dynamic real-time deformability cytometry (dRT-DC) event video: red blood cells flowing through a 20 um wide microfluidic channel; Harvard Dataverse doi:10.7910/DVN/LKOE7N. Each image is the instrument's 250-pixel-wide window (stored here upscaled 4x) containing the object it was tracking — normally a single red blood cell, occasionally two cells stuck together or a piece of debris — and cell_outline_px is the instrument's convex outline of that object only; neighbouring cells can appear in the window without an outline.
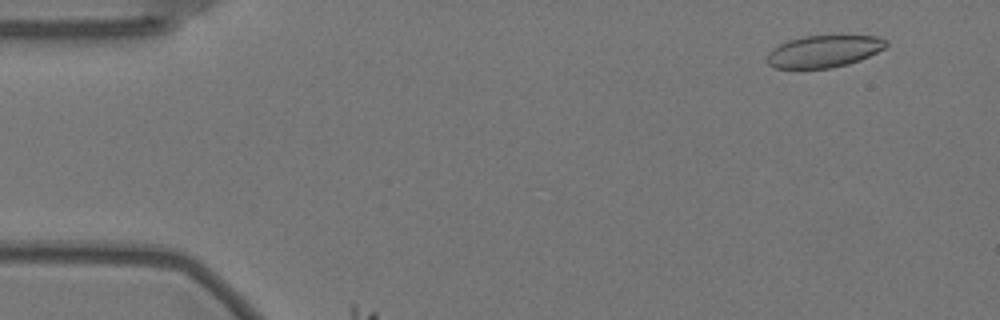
{"species": "Egyptian fruit bat (a non-hibernating species)", "species_latin": "Rousettus aegyptiacus", "temperature_condition": "warm", "stored_images_in_passage": 58, "camera_frame_rate_fps": 3000, "um_per_image_px": 0.085, "animal": {"sex": "female"}, "frame": {"image": 1, "passage_image": 5, "time_ms": 1.333, "image_size_px": [1000, 320], "cell_outline_px": [[888, 44], [884, 48], [860, 60], [848, 64], [832, 68], [776, 68], [768, 64], [768, 52], [772, 48], [788, 40], [804, 36], [876, 36], [888, 40]], "centroid_in_image_um": [70.03, 4.36], "position_along_channel_um": 15.0, "area_um2": 22.08}}
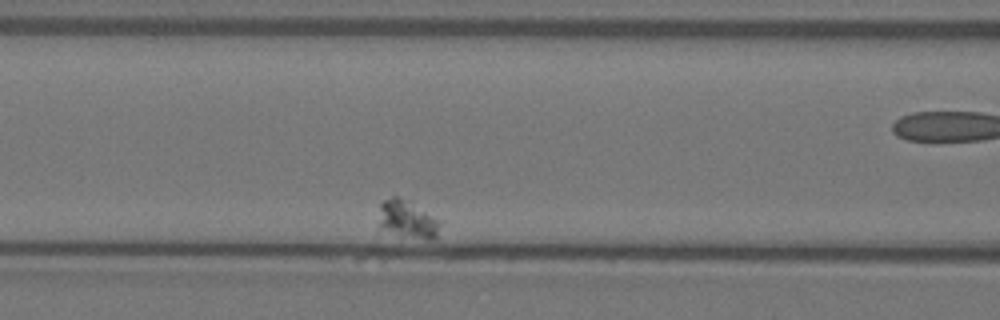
{"frame": {"image": 2, "passage_image": 20, "time_ms": 6.333, "image_size_px": [1000, 320], "cell_outline_px": [[440, 224], [436, 236], [432, 240], [428, 240], [384, 228], [380, 224], [380, 204], [384, 200], [392, 196], [396, 196], [424, 212], [436, 220]], "centroid_in_image_um": [34.62, 18.63], "position_along_channel_um": 132.0, "area_um2": 12.02}}
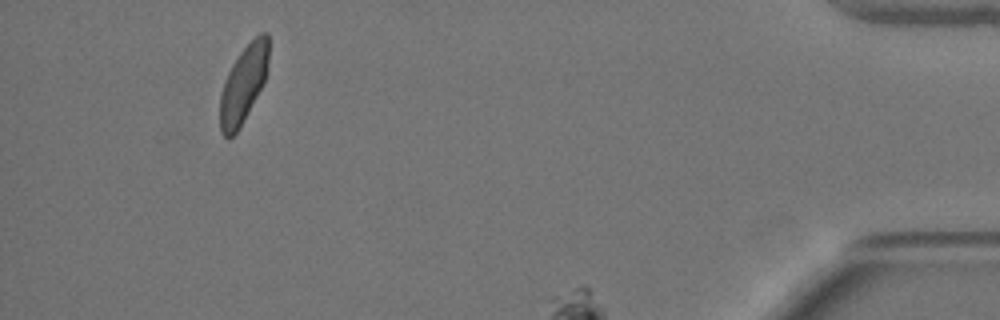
{"frame": {"image": 3, "passage_image": 54, "time_ms": 17.667, "image_size_px": [1000, 320], "cell_outline_px": [[268, 64], [264, 80], [256, 96], [236, 132], [228, 140], [220, 132], [220, 96], [228, 72], [232, 64], [240, 52], [260, 32], [268, 32]], "centroid_in_image_um": [20.67, 7.14], "position_along_channel_um": 414.5, "area_um2": 21.27}}